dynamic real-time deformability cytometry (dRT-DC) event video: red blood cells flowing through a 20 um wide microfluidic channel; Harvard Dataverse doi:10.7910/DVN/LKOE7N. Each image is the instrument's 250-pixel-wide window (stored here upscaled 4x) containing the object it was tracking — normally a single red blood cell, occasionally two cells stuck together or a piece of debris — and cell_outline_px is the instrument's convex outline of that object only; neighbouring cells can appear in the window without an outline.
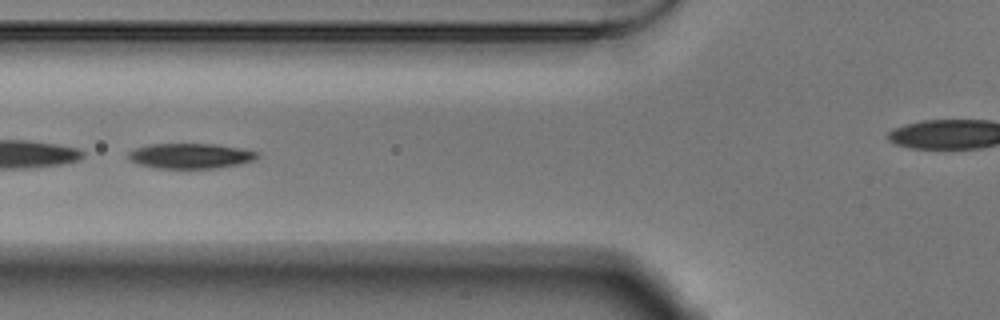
{"species": "Egyptian fruit bat (a non-hibernating species)", "species_latin": "Rousettus aegyptiacus", "temperature_condition": "warm", "stored_images_in_passage": 21, "camera_frame_rate_fps": 3000, "um_per_image_px": 0.085, "animal": {"sex": "male"}, "frame": {"image": 1, "passage_image": 4, "time_ms": 1.0, "image_size_px": [1000, 320], "cell_outline_px": [[260, 156], [252, 160], [240, 164], [216, 168], [156, 168], [140, 164], [128, 160], [128, 152], [136, 148], [152, 144], [212, 144], [240, 148], [260, 152]], "centroid_in_image_um": [16.2, 13.25], "position_along_channel_um": 109.6, "area_um2": 18.84}}
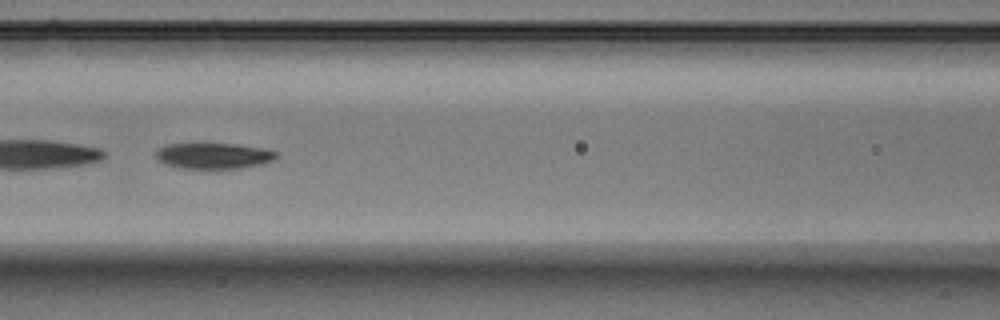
{"frame": {"image": 2, "passage_image": 7, "time_ms": 2.0, "image_size_px": [1000, 320], "cell_outline_px": [[276, 156], [272, 160], [260, 164], [244, 168], [216, 172], [212, 172], [180, 168], [164, 164], [156, 160], [156, 152], [160, 148], [168, 144], [236, 144], [264, 148], [276, 152]], "centroid_in_image_um": [18.12, 13.31], "position_along_channel_um": 148.5, "area_um2": 18.96}}
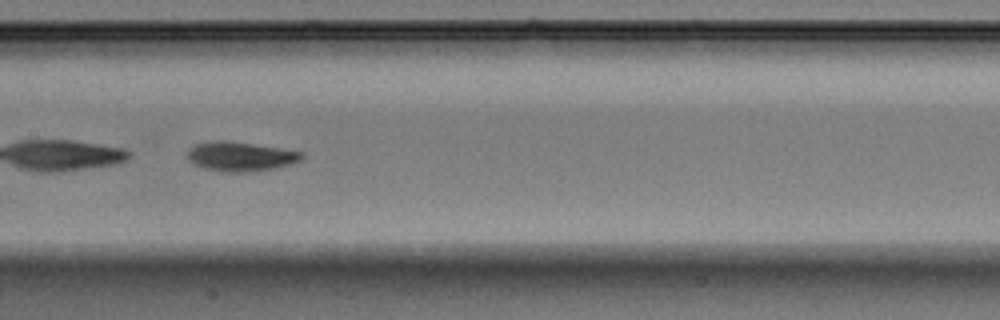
{"frame": {"image": 3, "passage_image": 10, "time_ms": 3.0, "image_size_px": [1000, 320], "cell_outline_px": [[304, 156], [300, 160], [276, 168], [248, 172], [220, 172], [204, 168], [192, 164], [184, 156], [188, 148], [196, 144], [216, 140], [252, 144], [280, 148], [304, 152]], "centroid_in_image_um": [20.37, 13.31], "position_along_channel_um": 187.0, "area_um2": 19.65}}